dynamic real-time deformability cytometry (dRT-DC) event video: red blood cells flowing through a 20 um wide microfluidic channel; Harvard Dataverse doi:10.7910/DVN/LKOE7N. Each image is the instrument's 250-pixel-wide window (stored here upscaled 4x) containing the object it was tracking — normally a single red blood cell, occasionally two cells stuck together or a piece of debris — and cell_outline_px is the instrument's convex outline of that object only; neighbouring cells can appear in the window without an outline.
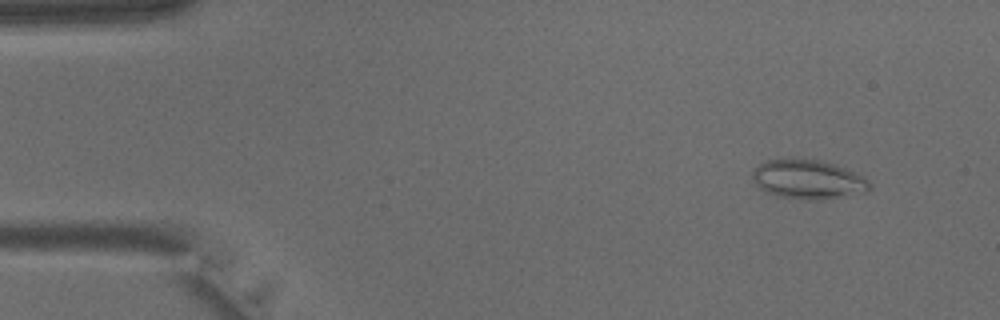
{"species": "common noctule bat (a hibernating species)", "species_latin": "Nyctalus noctula", "temperature_condition": "warm", "stored_images_in_passage": 34, "camera_frame_rate_fps": 3000, "um_per_image_px": 0.085, "animal": {"sex": "male", "body_mass_g": 15.6}, "frame": {"image": 1, "passage_image": 4, "time_ms": 1.0, "image_size_px": [1000, 320], "cell_outline_px": [[872, 188], [868, 192], [820, 200], [808, 200], [776, 196], [764, 192], [756, 184], [752, 176], [752, 172], [764, 160], [792, 156], [820, 160], [836, 164], [856, 172], [864, 176], [872, 184]], "centroid_in_image_um": [68.7, 15.22], "position_along_channel_um": 16.3, "area_um2": 27.69}}
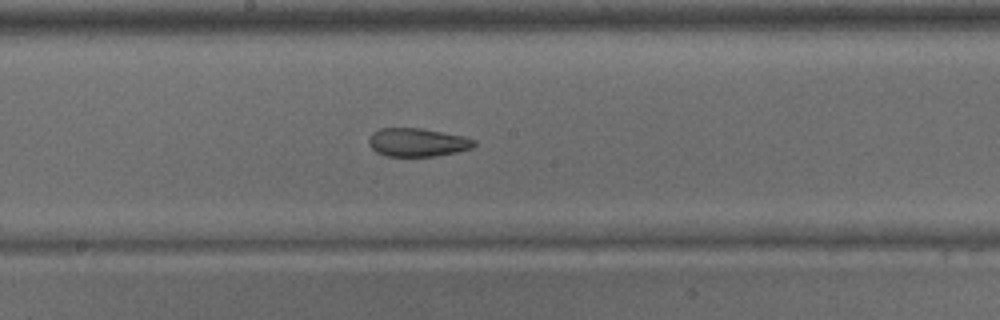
{"frame": {"image": 2, "passage_image": 22, "time_ms": 7.0, "image_size_px": [1000, 320], "cell_outline_px": [[476, 144], [472, 148], [456, 152], [436, 156], [388, 156], [376, 152], [368, 144], [368, 140], [372, 132], [380, 128], [420, 128], [464, 136], [476, 140]], "centroid_in_image_um": [35.47, 12.1], "position_along_channel_um": 212.7, "area_um2": 17.46}}
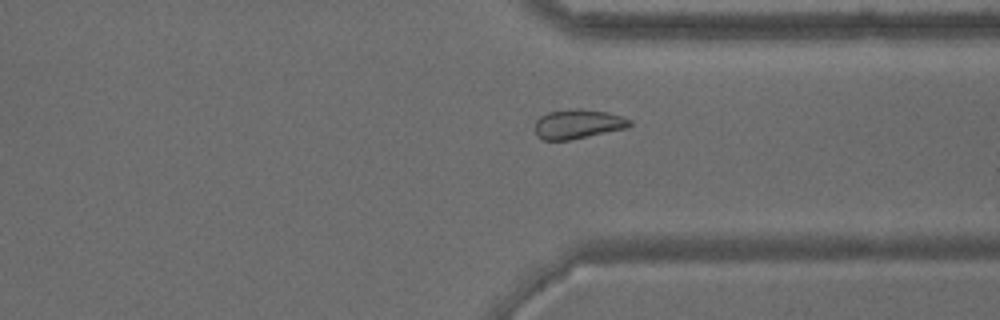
{"frame": {"image": 3, "passage_image": 32, "time_ms": 10.333, "image_size_px": [1000, 320], "cell_outline_px": [[632, 124], [628, 128], [568, 140], [540, 140], [536, 136], [532, 128], [536, 120], [540, 116], [548, 112], [580, 108], [608, 112], [632, 120]], "centroid_in_image_um": [49.08, 10.55], "position_along_channel_um": 362.3, "area_um2": 16.47}}